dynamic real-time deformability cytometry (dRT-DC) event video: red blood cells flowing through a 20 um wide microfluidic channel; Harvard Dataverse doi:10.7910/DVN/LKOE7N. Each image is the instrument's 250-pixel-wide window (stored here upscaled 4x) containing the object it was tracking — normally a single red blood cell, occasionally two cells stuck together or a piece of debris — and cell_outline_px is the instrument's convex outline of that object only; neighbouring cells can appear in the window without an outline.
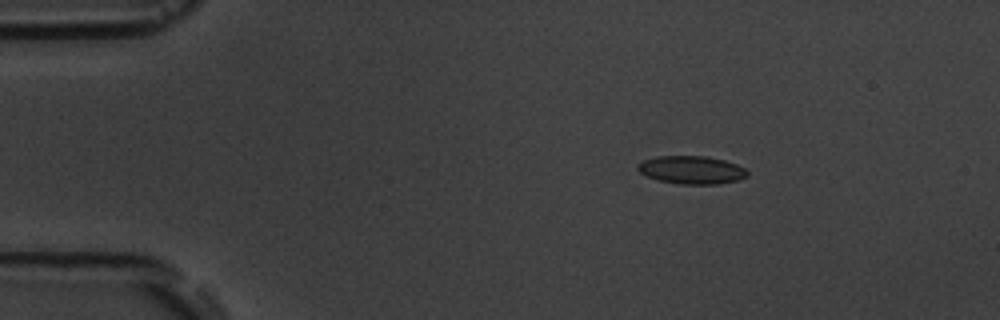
{"species": "common noctule bat (a hibernating species)", "species_latin": "Nyctalus noctula", "temperature_condition": "room temperature", "stored_images_in_passage": 3, "camera_frame_rate_fps": 3000, "um_per_image_px": 0.085, "animal": {"sex": "male", "body_mass_g": 19.5, "forearm_length_mm": 54.6}, "frame": {"image": 1, "passage_image": 1, "time_ms": 0.0, "image_size_px": [1000, 320], "cell_outline_px": [[748, 176], [736, 180], [720, 184], [680, 184], [656, 180], [640, 172], [636, 168], [636, 164], [644, 160], [656, 156], [708, 156], [724, 160], [736, 164], [744, 168], [748, 172]], "centroid_in_image_um": [58.76, 14.44], "position_along_channel_um": 26.2, "area_um2": 17.98}}
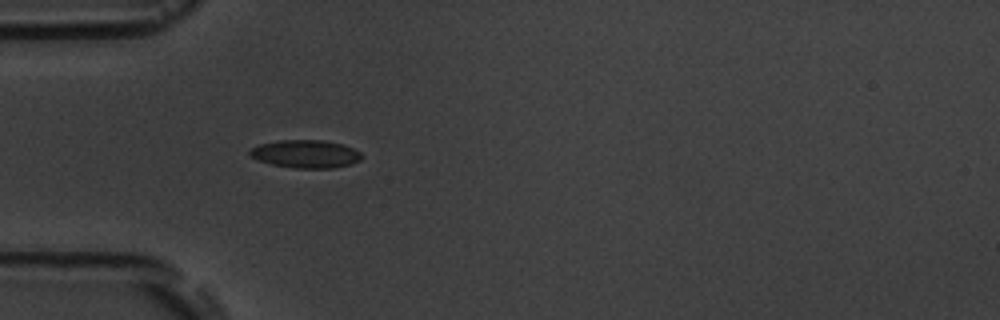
{"frame": {"image": 2, "passage_image": 3, "time_ms": 2.667, "image_size_px": [1000, 320], "cell_outline_px": [[364, 156], [360, 160], [352, 164], [332, 168], [296, 168], [272, 164], [256, 160], [248, 152], [252, 148], [260, 144], [280, 140], [324, 140], [340, 144], [352, 148], [360, 152]], "centroid_in_image_um": [26.0, 13.09], "position_along_channel_um": 59.0, "area_um2": 18.15}}